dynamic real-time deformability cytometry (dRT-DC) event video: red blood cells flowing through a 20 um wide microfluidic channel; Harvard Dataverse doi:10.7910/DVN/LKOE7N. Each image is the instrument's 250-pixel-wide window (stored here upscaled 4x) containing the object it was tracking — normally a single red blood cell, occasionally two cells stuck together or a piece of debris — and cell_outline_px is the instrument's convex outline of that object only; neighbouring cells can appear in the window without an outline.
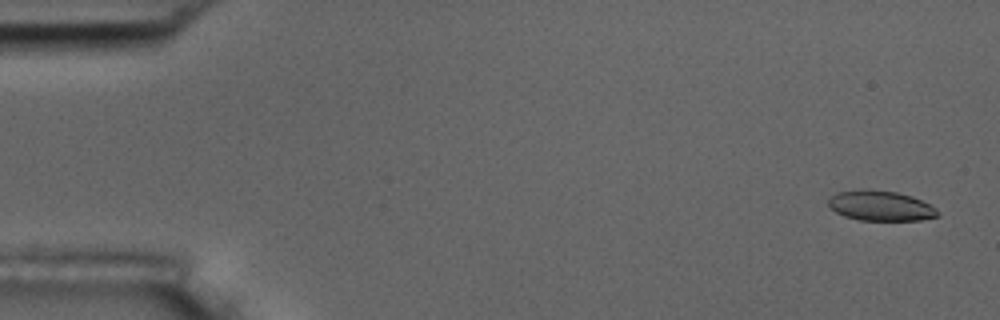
{"species": "common noctule bat (a hibernating species)", "species_latin": "Nyctalus noctula", "temperature_condition": "room temperature", "stored_images_in_passage": 13, "camera_frame_rate_fps": 3000, "um_per_image_px": 0.085, "animal": {"sex": "male", "body_mass_g": 17.5, "forearm_length_mm": 52.3}, "frame": {"image": 1, "passage_image": 3, "time_ms": 0.667, "image_size_px": [1000, 320], "cell_outline_px": [[940, 216], [920, 220], [860, 220], [844, 216], [836, 212], [828, 204], [828, 200], [836, 192], [860, 188], [868, 188], [896, 192], [912, 196], [936, 208]], "centroid_in_image_um": [74.83, 17.47], "position_along_channel_um": 10.2, "area_um2": 19.31}}